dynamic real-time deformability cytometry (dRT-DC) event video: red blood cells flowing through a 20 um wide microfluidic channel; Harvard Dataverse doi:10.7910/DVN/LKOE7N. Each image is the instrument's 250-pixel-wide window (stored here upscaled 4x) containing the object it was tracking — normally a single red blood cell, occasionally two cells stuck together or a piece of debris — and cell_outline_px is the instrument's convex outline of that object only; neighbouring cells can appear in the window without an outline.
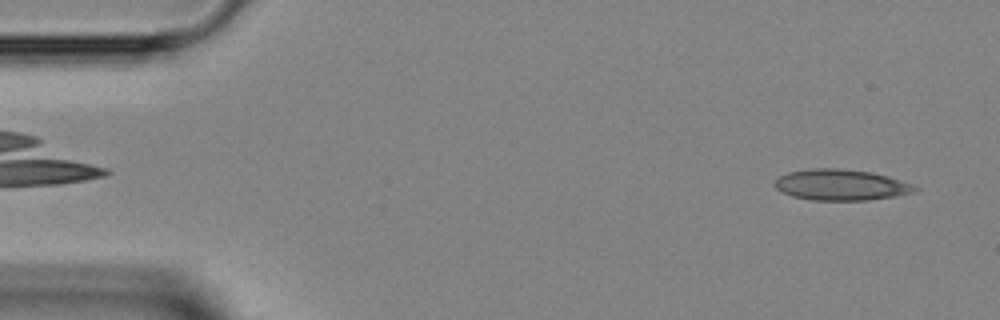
{"species": "Egyptian fruit bat (a non-hibernating species)", "species_latin": "Rousettus aegyptiacus", "temperature_condition": "room temperature", "stored_images_in_passage": 6, "camera_frame_rate_fps": 3000, "um_per_image_px": 0.085, "animal": {"sex": "female"}, "frame": {"image": 1, "passage_image": 2, "time_ms": 0.333, "image_size_px": [1000, 320], "cell_outline_px": [[920, 188], [916, 192], [896, 196], [868, 200], [812, 200], [792, 196], [776, 188], [776, 180], [780, 176], [788, 172], [812, 168], [836, 168], [872, 172], [888, 176], [900, 180]], "centroid_in_image_um": [71.52, 15.71], "position_along_channel_um": 13.5, "area_um2": 25.14}}